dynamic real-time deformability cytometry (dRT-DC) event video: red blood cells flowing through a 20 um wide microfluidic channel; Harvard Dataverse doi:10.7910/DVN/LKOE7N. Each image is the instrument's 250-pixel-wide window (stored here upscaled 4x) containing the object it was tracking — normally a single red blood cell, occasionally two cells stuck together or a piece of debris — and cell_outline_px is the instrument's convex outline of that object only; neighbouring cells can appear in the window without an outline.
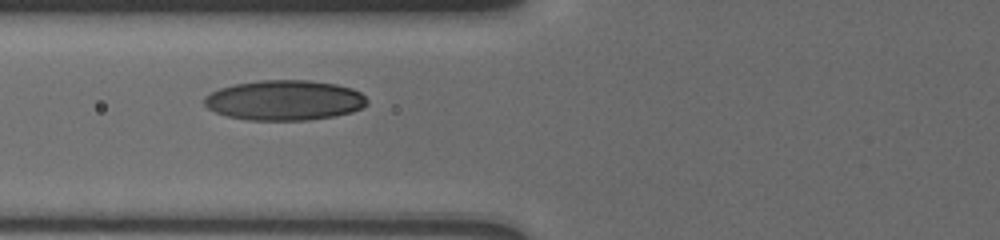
{"species": "human", "species_latin": "Homo sapiens", "temperature_condition": "cold", "stored_images_in_passage": 4, "camera_frame_rate_fps": 3000, "um_per_image_px": 0.085, "donor": {"sex": "male"}, "frame": {"image": 1, "passage_image": 3, "time_ms": 3.333, "image_size_px": [1000, 240], "cell_outline_px": [[368, 104], [352, 112], [336, 116], [308, 120], [248, 120], [228, 116], [216, 112], [208, 108], [204, 104], [204, 96], [220, 88], [236, 84], [260, 80], [308, 80], [336, 84], [352, 88], [360, 92], [368, 100]], "centroid_in_image_um": [24.2, 8.52], "position_along_channel_um": 101.6, "area_um2": 38.09}}